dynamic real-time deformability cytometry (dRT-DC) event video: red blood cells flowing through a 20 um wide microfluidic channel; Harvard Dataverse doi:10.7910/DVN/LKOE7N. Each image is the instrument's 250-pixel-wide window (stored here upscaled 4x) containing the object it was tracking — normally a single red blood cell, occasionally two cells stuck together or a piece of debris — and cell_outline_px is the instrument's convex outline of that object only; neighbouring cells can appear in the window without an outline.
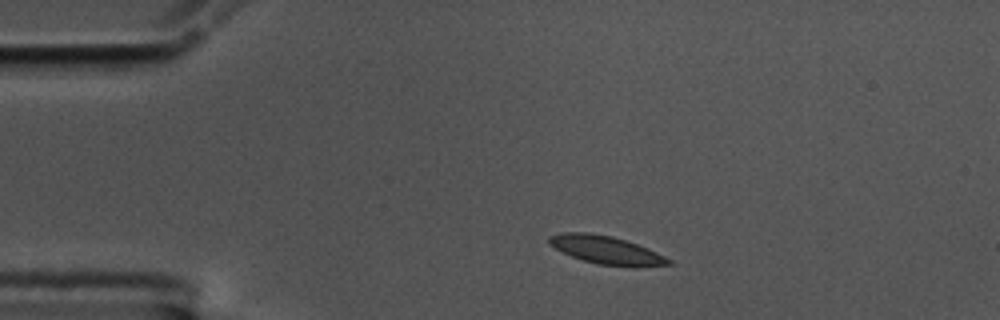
{"species": "common noctule bat (a hibernating species)", "species_latin": "Nyctalus noctula", "temperature_condition": "cold", "stored_images_in_passage": 47, "camera_frame_rate_fps": 3000, "um_per_image_px": 0.085, "animal": {"sex": "male", "body_mass_g": 17.5, "forearm_length_mm": 52.3}, "frame": {"image": 1, "passage_image": 1, "time_ms": 0.0, "image_size_px": [1000, 320], "cell_outline_px": [[672, 264], [596, 264], [572, 256], [548, 244], [548, 236], [564, 232], [588, 232], [612, 236], [648, 248], [672, 260]], "centroid_in_image_um": [51.42, 21.19], "position_along_channel_um": 33.6, "area_um2": 18.55}}
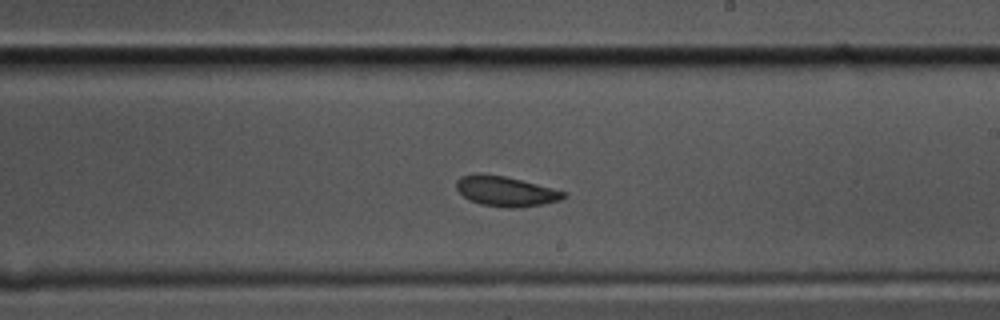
{"frame": {"image": 2, "passage_image": 23, "time_ms": 7.333, "image_size_px": [1000, 320], "cell_outline_px": [[568, 196], [560, 200], [544, 204], [520, 208], [508, 208], [480, 204], [464, 196], [456, 188], [456, 180], [460, 176], [480, 172], [504, 176], [568, 192]], "centroid_in_image_um": [43.0, 16.25], "position_along_channel_um": 246.0, "area_um2": 18.9}}
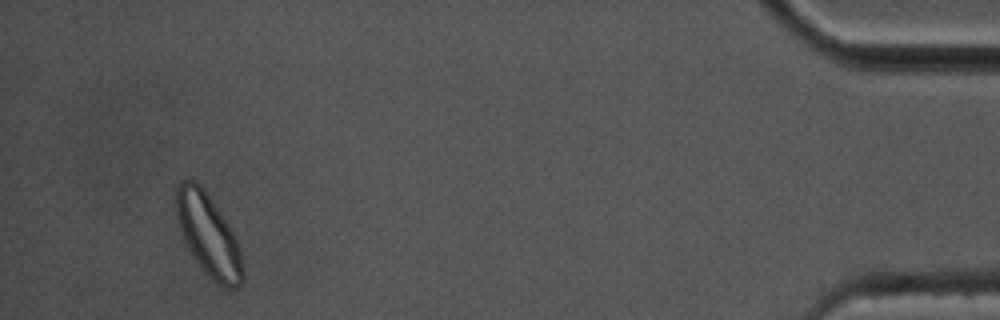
{"frame": {"image": 3, "passage_image": 44, "time_ms": 14.333, "image_size_px": [1000, 320], "cell_outline_px": [[244, 280], [236, 288], [224, 288], [212, 280], [196, 260], [184, 236], [176, 216], [176, 184], [184, 180], [192, 180], [200, 184], [204, 188], [228, 224], [236, 240], [240, 252], [244, 272]], "centroid_in_image_um": [17.73, 19.98], "position_along_channel_um": 417.5, "area_um2": 31.15}, "authors_computed_cell_mechanics": {"area_um2": 19.1896, "velocity_mm_per_s": 3.4835, "shape_relaxation_time_tau1_ms": 2.656, "shape_relaxation_time_tau2_ms": 3.5823, "deformation_change_tau1": 0.1067, "deformation_change_tau2": 0.0772}}